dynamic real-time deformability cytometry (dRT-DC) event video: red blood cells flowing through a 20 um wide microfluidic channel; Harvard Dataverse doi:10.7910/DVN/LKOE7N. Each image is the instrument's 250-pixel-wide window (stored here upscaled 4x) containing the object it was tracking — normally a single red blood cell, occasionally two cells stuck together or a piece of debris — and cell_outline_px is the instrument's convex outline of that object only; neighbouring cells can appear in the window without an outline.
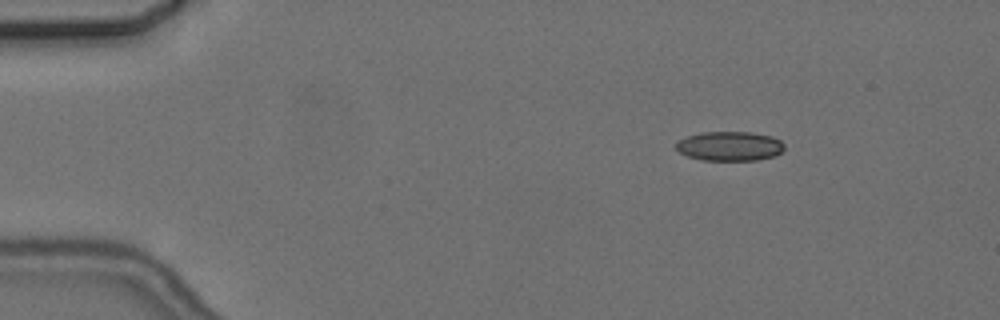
{"species": "common noctule bat (a hibernating species)", "species_latin": "Nyctalus noctula", "temperature_condition": "cold", "stored_images_in_passage": 5, "segment_of_instrument_passage": [1, 2], "camera_frame_rate_fps": 3000, "um_per_image_px": 0.085, "animal": {"sex": "female", "body_mass_g": 24.6, "forearm_length_mm": 56.2}, "frame": {"image": 1, "passage_image": 2, "time_ms": 1.0, "image_size_px": [1000, 320], "cell_outline_px": [[784, 148], [776, 156], [756, 160], [700, 160], [688, 156], [680, 152], [676, 148], [676, 140], [700, 132], [752, 132], [772, 136], [780, 140], [784, 144]], "centroid_in_image_um": [62.02, 12.42], "position_along_channel_um": 23.0, "area_um2": 18.67}}